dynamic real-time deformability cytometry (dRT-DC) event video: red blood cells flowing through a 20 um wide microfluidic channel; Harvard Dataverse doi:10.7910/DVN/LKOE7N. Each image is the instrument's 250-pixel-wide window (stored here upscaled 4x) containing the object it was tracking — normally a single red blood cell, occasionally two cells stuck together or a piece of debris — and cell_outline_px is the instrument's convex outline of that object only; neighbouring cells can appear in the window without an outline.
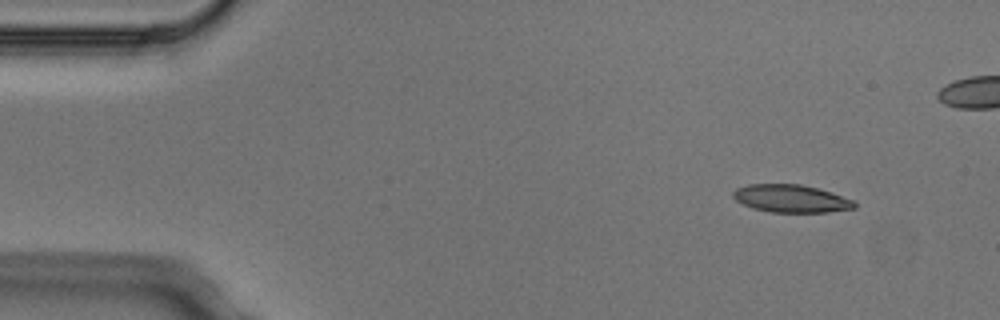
{"species": "Egyptian fruit bat (a non-hibernating species)", "species_latin": "Rousettus aegyptiacus", "temperature_condition": "cold", "stored_images_in_passage": 5, "camera_frame_rate_fps": 3000, "um_per_image_px": 0.085, "animal": {"sex": "male"}, "frame": {"image": 1, "passage_image": 2, "time_ms": 0.333, "image_size_px": [1000, 320], "cell_outline_px": [[856, 208], [828, 212], [772, 212], [752, 208], [736, 200], [732, 196], [732, 192], [736, 188], [748, 184], [800, 184], [832, 192], [856, 200]], "centroid_in_image_um": [67.27, 16.87], "position_along_channel_um": 17.7, "area_um2": 19.71}}